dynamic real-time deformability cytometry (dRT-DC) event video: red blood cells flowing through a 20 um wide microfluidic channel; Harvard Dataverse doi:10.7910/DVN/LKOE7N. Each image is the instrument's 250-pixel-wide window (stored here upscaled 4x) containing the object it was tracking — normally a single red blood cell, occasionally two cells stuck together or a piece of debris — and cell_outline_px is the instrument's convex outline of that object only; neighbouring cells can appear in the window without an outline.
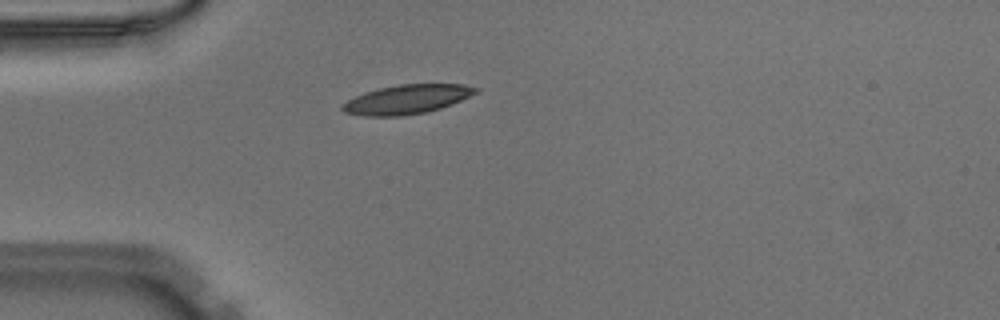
{"species": "Egyptian fruit bat (a non-hibernating species)", "species_latin": "Rousettus aegyptiacus", "temperature_condition": "warm", "stored_images_in_passage": 38, "camera_frame_rate_fps": 3000, "um_per_image_px": 0.085, "animal": {"sex": "male"}, "frame": {"image": 1, "passage_image": 1, "time_ms": 0.0, "image_size_px": [1000, 320], "cell_outline_px": [[480, 88], [476, 92], [460, 100], [440, 108], [424, 112], [400, 116], [364, 116], [344, 112], [340, 108], [340, 104], [364, 92], [380, 88], [400, 84], [464, 84]], "centroid_in_image_um": [34.54, 8.44], "position_along_channel_um": 50.5, "area_um2": 22.43}}
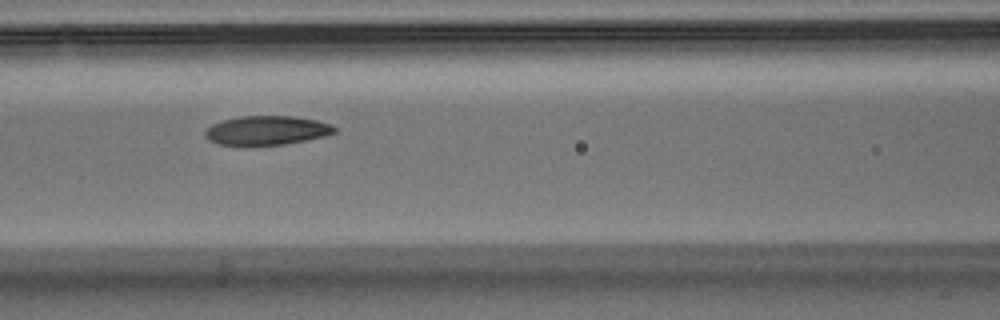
{"frame": {"image": 2, "passage_image": 9, "time_ms": 2.667, "image_size_px": [1000, 320], "cell_outline_px": [[336, 132], [324, 136], [284, 144], [252, 148], [240, 148], [220, 144], [208, 140], [204, 136], [204, 132], [212, 124], [224, 120], [240, 116], [292, 116], [316, 120], [328, 124], [336, 128]], "centroid_in_image_um": [22.58, 11.13], "position_along_channel_um": 144.0, "area_um2": 22.54}}
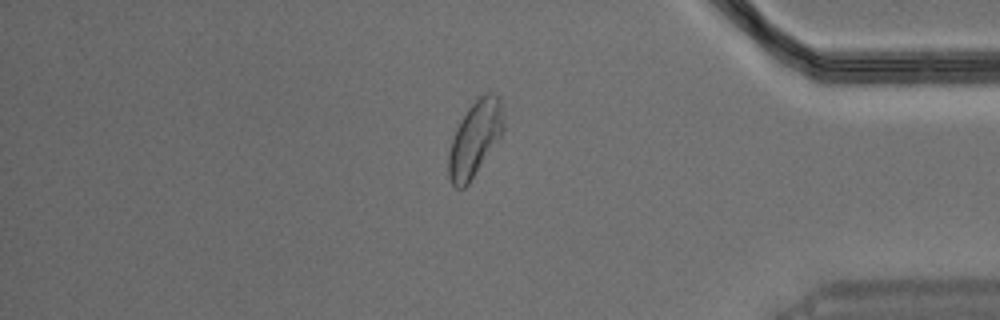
{"frame": {"image": 3, "passage_image": 30, "time_ms": 9.667, "image_size_px": [1000, 320], "cell_outline_px": [[504, 128], [500, 136], [468, 184], [464, 188], [456, 188], [452, 184], [448, 176], [448, 152], [456, 128], [468, 108], [476, 96], [488, 92], [492, 92], [500, 96], [504, 108]], "centroid_in_image_um": [40.38, 11.71], "position_along_channel_um": 394.8, "area_um2": 24.22}}